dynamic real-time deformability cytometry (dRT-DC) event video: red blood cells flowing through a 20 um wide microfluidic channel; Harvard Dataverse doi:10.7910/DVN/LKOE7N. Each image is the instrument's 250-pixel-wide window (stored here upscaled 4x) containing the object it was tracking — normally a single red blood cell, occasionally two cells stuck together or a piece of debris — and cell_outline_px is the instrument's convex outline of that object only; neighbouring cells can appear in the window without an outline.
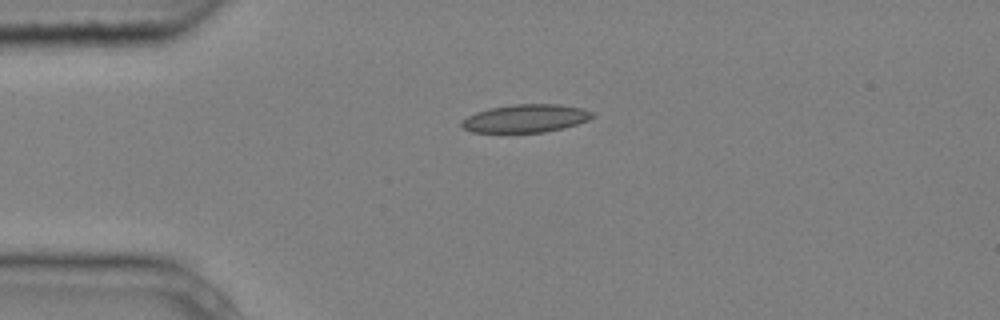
{"species": "common noctule bat (a hibernating species)", "species_latin": "Nyctalus noctula", "temperature_condition": "cold", "stored_images_in_passage": 2, "camera_frame_rate_fps": 3000, "um_per_image_px": 0.085, "animal": {"sex": "male", "body_mass_g": 20.4}, "frame": {"image": 1, "passage_image": 1, "time_ms": 0.0, "image_size_px": [1000, 320], "cell_outline_px": [[596, 116], [588, 120], [564, 128], [544, 132], [472, 132], [464, 128], [460, 124], [460, 120], [476, 112], [488, 108], [512, 104], [560, 104], [584, 108], [592, 112]], "centroid_in_image_um": [44.69, 10.05], "position_along_channel_um": 40.3, "area_um2": 21.5}}